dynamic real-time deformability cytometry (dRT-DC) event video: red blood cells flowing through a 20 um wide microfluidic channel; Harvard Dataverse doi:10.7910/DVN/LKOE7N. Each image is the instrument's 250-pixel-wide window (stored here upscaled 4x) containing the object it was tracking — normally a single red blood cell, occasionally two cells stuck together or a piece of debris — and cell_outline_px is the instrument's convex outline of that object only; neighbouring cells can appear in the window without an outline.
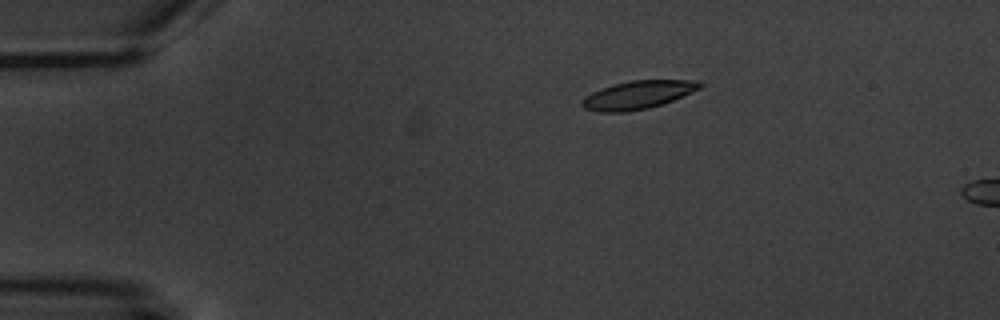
{"species": "common noctule bat (a hibernating species)", "species_latin": "Nyctalus noctula", "temperature_condition": "warm", "stored_images_in_passage": 5, "camera_frame_rate_fps": 3000, "um_per_image_px": 0.085, "animal": {"sex": "male", "body_mass_g": 20.1, "forearm_length_mm": 53.5}, "frame": {"image": 1, "passage_image": 3, "time_ms": 3.333, "image_size_px": [1000, 320], "cell_outline_px": [[704, 84], [700, 88], [692, 92], [672, 100], [648, 108], [624, 112], [600, 112], [584, 108], [580, 104], [580, 100], [584, 96], [600, 88], [632, 80], [696, 80]], "centroid_in_image_um": [54.18, 8.06], "position_along_channel_um": 30.8, "area_um2": 19.25}}